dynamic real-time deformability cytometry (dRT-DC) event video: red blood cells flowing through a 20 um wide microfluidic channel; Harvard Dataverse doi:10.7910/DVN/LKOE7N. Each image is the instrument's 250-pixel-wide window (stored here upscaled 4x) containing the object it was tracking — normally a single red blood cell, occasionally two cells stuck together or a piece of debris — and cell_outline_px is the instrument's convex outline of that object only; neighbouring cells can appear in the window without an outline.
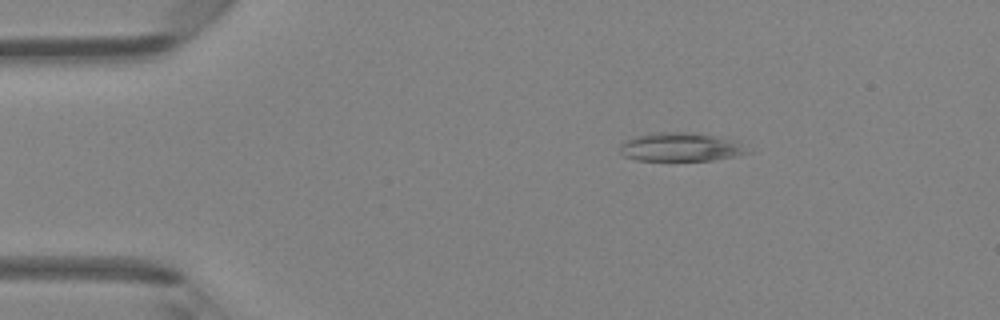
{"species": "Egyptian fruit bat (a non-hibernating species)", "species_latin": "Rousettus aegyptiacus", "temperature_condition": "room temperature", "stored_images_in_passage": 47, "camera_frame_rate_fps": 3000, "um_per_image_px": 0.085, "animal": {"sex": "female"}, "frame": {"image": 1, "passage_image": 8, "time_ms": 2.333, "image_size_px": [1000, 320], "cell_outline_px": [[752, 152], [712, 160], [636, 160], [624, 156], [620, 152], [620, 144], [624, 140], [636, 136], [652, 132], [688, 132], [712, 136], [732, 140]], "centroid_in_image_um": [57.76, 12.5], "position_along_channel_um": 27.2, "area_um2": 20.92}}
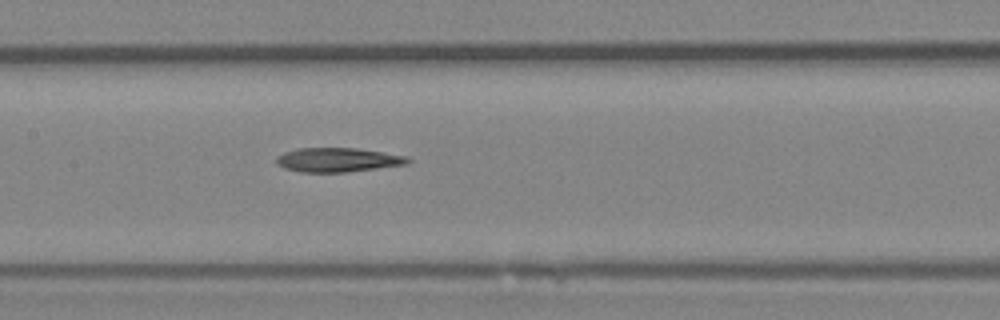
{"frame": {"image": 2, "passage_image": 23, "time_ms": 7.333, "image_size_px": [1000, 320], "cell_outline_px": [[412, 160], [408, 164], [348, 172], [300, 172], [284, 168], [276, 164], [276, 156], [284, 152], [296, 148], [356, 148], [408, 156]], "centroid_in_image_um": [28.7, 13.59], "position_along_channel_um": 178.7, "area_um2": 18.67}}
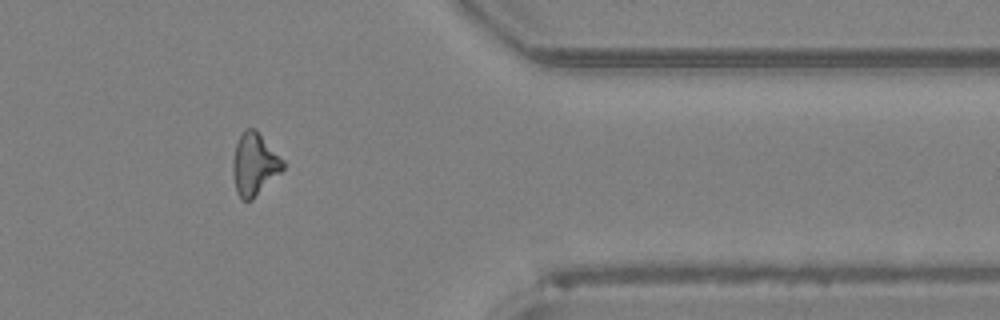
{"frame": {"image": 3, "passage_image": 39, "time_ms": 12.667, "image_size_px": [1000, 320], "cell_outline_px": [[284, 168], [252, 200], [244, 200], [236, 192], [232, 172], [232, 160], [236, 144], [244, 128], [256, 128], [284, 160]], "centroid_in_image_um": [21.61, 13.93], "position_along_channel_um": 389.8, "area_um2": 18.21}}